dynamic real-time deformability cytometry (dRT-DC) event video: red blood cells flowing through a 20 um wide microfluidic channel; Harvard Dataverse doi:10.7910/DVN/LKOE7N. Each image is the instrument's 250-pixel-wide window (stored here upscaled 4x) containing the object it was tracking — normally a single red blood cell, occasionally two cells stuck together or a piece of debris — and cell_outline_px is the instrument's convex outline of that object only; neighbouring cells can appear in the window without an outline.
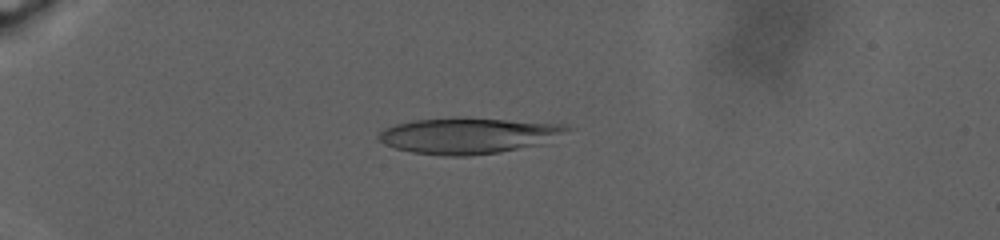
{"species": "human", "species_latin": "Homo sapiens", "temperature_condition": "warm", "stored_images_in_passage": 83, "camera_frame_rate_fps": 3000, "um_per_image_px": 0.085, "donor": {"sex": "male"}, "frame": {"image": 1, "passage_image": 27, "time_ms": 8.667, "image_size_px": [1000, 240], "cell_outline_px": [[576, 128], [540, 144], [500, 152], [468, 156], [444, 156], [412, 152], [396, 148], [384, 144], [376, 140], [376, 136], [384, 128], [396, 124], [412, 120], [504, 120], [568, 124]], "centroid_in_image_um": [39.81, 11.56], "position_along_channel_um": 45.2, "area_um2": 38.49}}
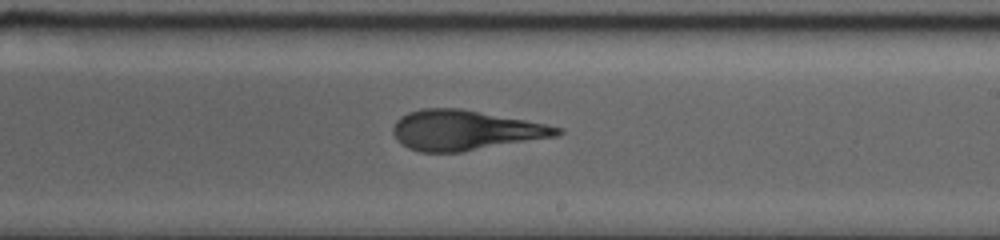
{"frame": {"image": 2, "passage_image": 60, "time_ms": 19.667, "image_size_px": [1000, 240], "cell_outline_px": [[564, 132], [556, 136], [460, 152], [420, 152], [408, 148], [392, 132], [392, 128], [396, 120], [400, 116], [408, 112], [420, 108], [460, 108], [524, 120], [564, 128]], "centroid_in_image_um": [39.51, 11.06], "position_along_channel_um": 249.5, "area_um2": 37.86}}
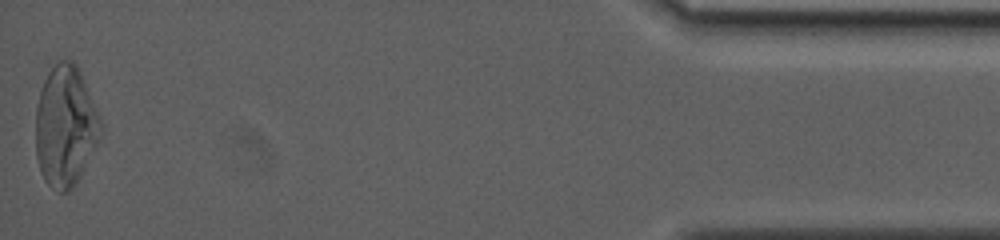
{"frame": {"image": 3, "passage_image": 83, "time_ms": 30.333, "image_size_px": [1000, 240], "cell_outline_px": [[100, 128], [96, 140], [80, 176], [72, 188], [68, 192], [60, 192], [52, 188], [44, 180], [40, 172], [36, 156], [36, 108], [40, 92], [44, 80], [48, 72], [60, 60], [68, 56], [76, 64], [80, 72], [100, 116]], "centroid_in_image_um": [5.51, 10.7], "position_along_channel_um": 429.7, "area_um2": 45.03}, "authors_computed_cell_mechanics": {"area_um2": 40.3444, "velocity_mm_per_s": 2.3537, "shape_relaxation_time_tau1_ms": null, "shape_relaxation_time_tau2_ms": 2.4273, "deformation_change_tau1": null, "deformation_change_tau2": 0.1179}}